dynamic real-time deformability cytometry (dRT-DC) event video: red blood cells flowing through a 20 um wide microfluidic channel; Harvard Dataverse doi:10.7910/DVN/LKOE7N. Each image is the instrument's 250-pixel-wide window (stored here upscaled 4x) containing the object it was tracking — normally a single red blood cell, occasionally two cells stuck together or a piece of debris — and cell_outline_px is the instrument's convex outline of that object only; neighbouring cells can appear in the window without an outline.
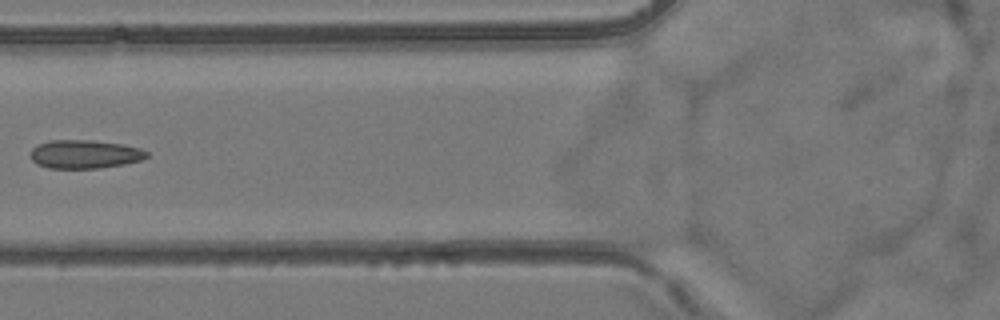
{"species": "common noctule bat (a hibernating species)", "species_latin": "Nyctalus noctula", "temperature_condition": "room temperature", "stored_images_in_passage": 6, "camera_frame_rate_fps": 3000, "um_per_image_px": 0.085, "animal": {"sex": "female", "body_mass_g": 24.6, "forearm_length_mm": 56.2}, "frame": {"image": 1, "passage_image": 6, "time_ms": 6.667, "image_size_px": [1000, 320], "cell_outline_px": [[148, 156], [140, 160], [124, 164], [100, 168], [48, 168], [36, 164], [32, 160], [32, 148], [48, 140], [92, 140], [124, 144], [140, 148], [148, 152]], "centroid_in_image_um": [7.21, 13.1], "position_along_channel_um": 118.6, "area_um2": 19.31}}